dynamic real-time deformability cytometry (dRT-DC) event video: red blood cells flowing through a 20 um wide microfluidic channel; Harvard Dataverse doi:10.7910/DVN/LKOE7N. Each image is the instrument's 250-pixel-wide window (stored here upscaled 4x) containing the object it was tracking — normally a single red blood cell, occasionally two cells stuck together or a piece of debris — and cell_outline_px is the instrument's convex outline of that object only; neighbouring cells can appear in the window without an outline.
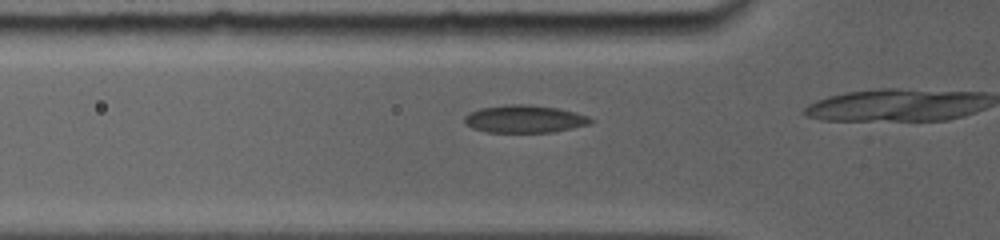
{"species": "common noctule bat (a hibernating species)", "species_latin": "Nyctalus noctula", "temperature_condition": "room temperature", "stored_images_in_passage": 24, "camera_frame_rate_fps": 5000, "um_per_image_px": 0.085, "animal": {"sex": "female", "body_mass_g": 19.0, "forearm_length_mm": 56.7}, "frame": {"image": 1, "passage_image": 4, "time_ms": 1.0, "image_size_px": [1000, 240], "cell_outline_px": [[596, 120], [592, 124], [552, 132], [488, 132], [472, 128], [464, 124], [464, 116], [480, 108], [508, 104], [528, 104], [556, 108], [576, 112], [588, 116]], "centroid_in_image_um": [44.62, 10.11], "position_along_channel_um": 81.2, "area_um2": 20.4}}
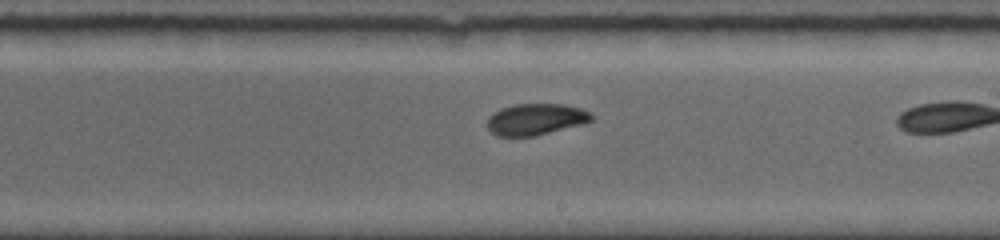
{"frame": {"image": 2, "passage_image": 14, "time_ms": 5.2, "image_size_px": [1000, 240], "cell_outline_px": [[596, 116], [592, 120], [584, 124], [536, 136], [496, 136], [488, 128], [488, 116], [492, 112], [516, 104], [564, 104], [580, 108]], "centroid_in_image_um": [45.57, 10.15], "position_along_channel_um": 243.4, "area_um2": 19.19}}